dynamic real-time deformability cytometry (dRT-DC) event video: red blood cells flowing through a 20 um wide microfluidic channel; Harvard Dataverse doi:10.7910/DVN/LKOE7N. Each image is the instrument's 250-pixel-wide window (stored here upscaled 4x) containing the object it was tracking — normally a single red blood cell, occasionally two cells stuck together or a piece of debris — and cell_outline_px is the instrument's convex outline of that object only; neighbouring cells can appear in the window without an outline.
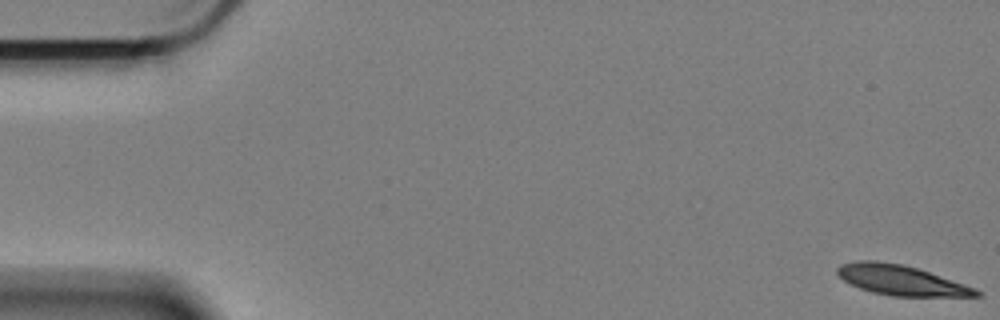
{"species": "Egyptian fruit bat (a non-hibernating species)", "species_latin": "Rousettus aegyptiacus", "temperature_condition": "cold", "stored_images_in_passage": 15, "camera_frame_rate_fps": 3000, "um_per_image_px": 0.085, "animal": {"sex": "female"}, "frame": {"image": 1, "passage_image": 1, "time_ms": 0.0, "image_size_px": [1000, 320], "cell_outline_px": [[984, 296], [892, 296], [872, 292], [860, 288], [844, 280], [836, 272], [836, 268], [840, 264], [860, 260], [876, 260], [900, 264], [916, 268], [976, 288], [984, 292]], "centroid_in_image_um": [76.6, 23.82], "position_along_channel_um": 8.4, "area_um2": 24.1}}
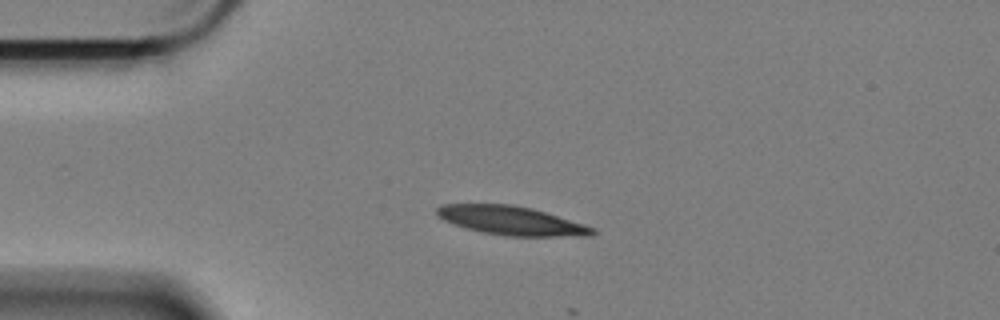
{"frame": {"image": 2, "passage_image": 14, "time_ms": 4.333, "image_size_px": [1000, 320], "cell_outline_px": [[596, 232], [592, 236], [504, 236], [464, 228], [444, 220], [436, 216], [436, 208], [440, 204], [512, 204], [532, 208], [584, 224], [596, 228]], "centroid_in_image_um": [43.45, 18.75], "position_along_channel_um": 41.5, "area_um2": 26.24}}